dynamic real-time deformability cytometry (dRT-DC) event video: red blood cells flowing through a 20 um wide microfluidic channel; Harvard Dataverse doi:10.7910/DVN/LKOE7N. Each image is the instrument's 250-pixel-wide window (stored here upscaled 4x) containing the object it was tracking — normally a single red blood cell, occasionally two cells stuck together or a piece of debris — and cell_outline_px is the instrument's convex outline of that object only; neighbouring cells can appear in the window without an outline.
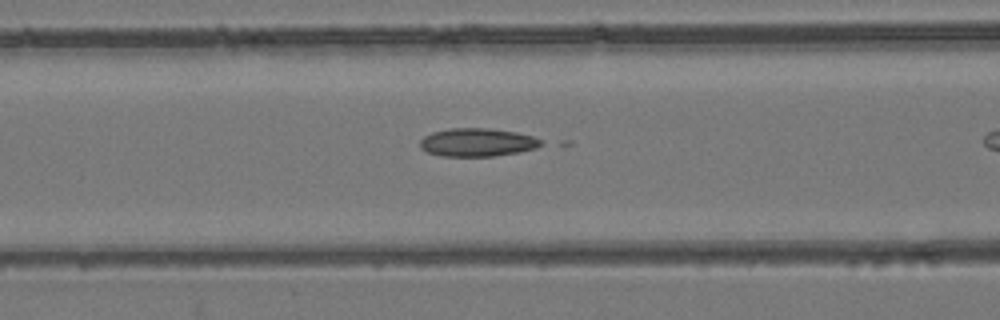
{"species": "common noctule bat (a hibernating species)", "species_latin": "Nyctalus noctula", "temperature_condition": "room temperature", "stored_images_in_passage": 12, "camera_frame_rate_fps": 3000, "um_per_image_px": 0.085, "animal": {"sex": "female", "body_mass_g": 24.6, "forearm_length_mm": 56.2}, "frame": {"image": 1, "passage_image": 8, "time_ms": 2.333, "image_size_px": [1000, 320], "cell_outline_px": [[544, 144], [536, 148], [520, 152], [492, 156], [444, 156], [428, 152], [420, 148], [420, 140], [424, 136], [432, 132], [448, 128], [488, 128], [516, 132], [532, 136], [540, 140]], "centroid_in_image_um": [40.56, 12.09], "position_along_channel_um": 126.0, "area_um2": 19.88}}